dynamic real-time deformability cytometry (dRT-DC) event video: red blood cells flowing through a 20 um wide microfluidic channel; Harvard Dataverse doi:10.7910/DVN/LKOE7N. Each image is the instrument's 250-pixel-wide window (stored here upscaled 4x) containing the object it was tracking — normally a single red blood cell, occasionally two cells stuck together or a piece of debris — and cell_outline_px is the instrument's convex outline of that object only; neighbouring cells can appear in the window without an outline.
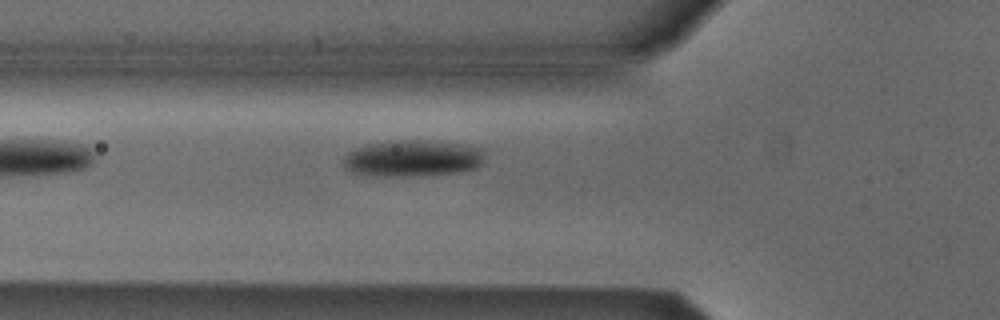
{"species": "Egyptian fruit bat (a non-hibernating species)", "species_latin": "Rousettus aegyptiacus", "temperature_condition": "cold", "stored_images_in_passage": 2, "camera_frame_rate_fps": 3000, "um_per_image_px": 0.085, "animal": {"sex": "male"}, "frame": {"image": 1, "passage_image": 2, "time_ms": 0.333, "image_size_px": [1000, 320], "cell_outline_px": [[484, 164], [476, 168], [464, 172], [424, 176], [376, 176], [352, 172], [344, 168], [340, 160], [348, 152], [356, 148], [368, 144], [412, 140], [464, 144], [484, 148]], "centroid_in_image_um": [35.12, 13.49], "position_along_channel_um": 90.7, "area_um2": 30.46}}